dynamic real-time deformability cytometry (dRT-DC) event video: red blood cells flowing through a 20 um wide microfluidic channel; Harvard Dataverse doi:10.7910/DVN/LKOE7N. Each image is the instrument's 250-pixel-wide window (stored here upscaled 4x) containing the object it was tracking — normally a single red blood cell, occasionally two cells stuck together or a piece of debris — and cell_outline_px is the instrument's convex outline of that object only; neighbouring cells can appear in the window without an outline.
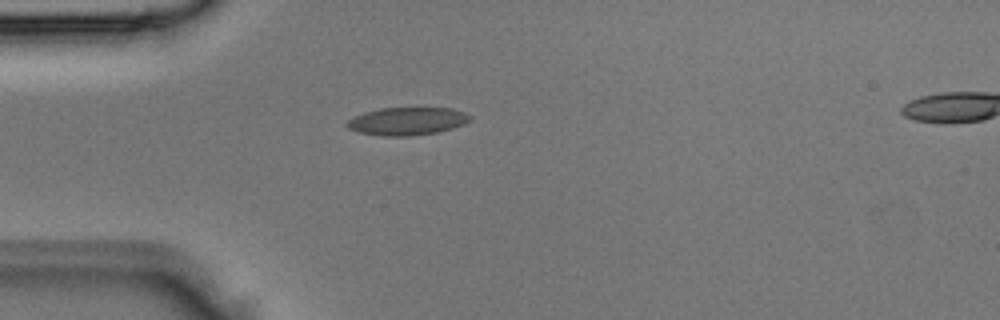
{"species": "Egyptian fruit bat (a non-hibernating species)", "species_latin": "Rousettus aegyptiacus", "temperature_condition": "room temperature", "stored_images_in_passage": 3, "segment_of_instrument_passage": [1, 2], "camera_frame_rate_fps": 3000, "um_per_image_px": 0.085, "animal": {"sex": "male"}, "frame": {"image": 1, "passage_image": 2, "time_ms": 0.333, "image_size_px": [1000, 320], "cell_outline_px": [[472, 120], [464, 124], [452, 128], [436, 132], [412, 136], [384, 136], [360, 132], [348, 128], [344, 124], [348, 120], [364, 112], [380, 108], [452, 108], [464, 112], [472, 116]], "centroid_in_image_um": [34.63, 10.3], "position_along_channel_um": 50.4, "area_um2": 19.94}}